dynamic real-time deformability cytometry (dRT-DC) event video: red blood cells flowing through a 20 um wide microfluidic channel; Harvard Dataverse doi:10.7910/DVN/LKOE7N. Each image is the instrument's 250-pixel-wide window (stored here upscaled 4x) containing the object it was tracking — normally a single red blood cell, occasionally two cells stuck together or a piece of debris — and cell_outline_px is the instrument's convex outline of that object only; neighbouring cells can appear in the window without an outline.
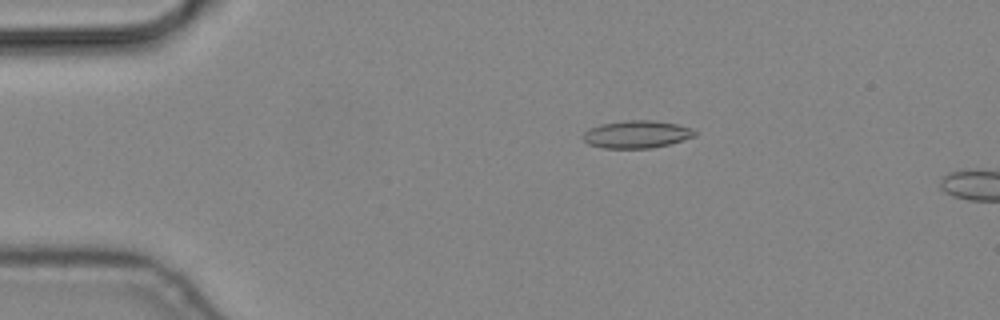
{"species": "common noctule bat (a hibernating species)", "species_latin": "Nyctalus noctula", "temperature_condition": "cold", "stored_images_in_passage": 6, "camera_frame_rate_fps": 3000, "um_per_image_px": 0.085, "animal": {"sex": "male", "body_mass_g": 19.2, "forearm_length_mm": 51.8}, "frame": {"image": 1, "passage_image": 3, "time_ms": 0.667, "image_size_px": [1000, 320], "cell_outline_px": [[696, 136], [668, 144], [652, 148], [604, 148], [588, 144], [580, 136], [588, 128], [600, 124], [624, 120], [652, 120], [676, 124], [688, 128], [696, 132]], "centroid_in_image_um": [54.05, 11.41], "position_along_channel_um": 31.0, "area_um2": 17.92}}
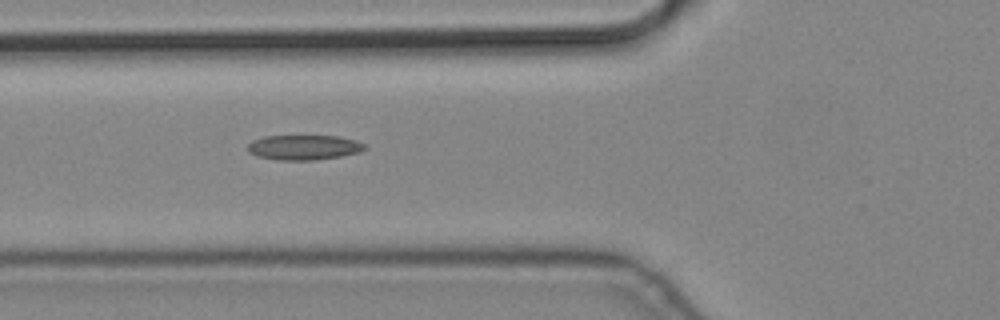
{"frame": {"image": 2, "passage_image": 6, "time_ms": 1.667, "image_size_px": [1000, 320], "cell_outline_px": [[368, 148], [360, 152], [340, 156], [316, 160], [276, 160], [256, 156], [248, 152], [248, 144], [252, 140], [264, 136], [340, 136], [356, 140], [364, 144]], "centroid_in_image_um": [25.83, 12.53], "position_along_channel_um": 100.0, "area_um2": 17.17}}